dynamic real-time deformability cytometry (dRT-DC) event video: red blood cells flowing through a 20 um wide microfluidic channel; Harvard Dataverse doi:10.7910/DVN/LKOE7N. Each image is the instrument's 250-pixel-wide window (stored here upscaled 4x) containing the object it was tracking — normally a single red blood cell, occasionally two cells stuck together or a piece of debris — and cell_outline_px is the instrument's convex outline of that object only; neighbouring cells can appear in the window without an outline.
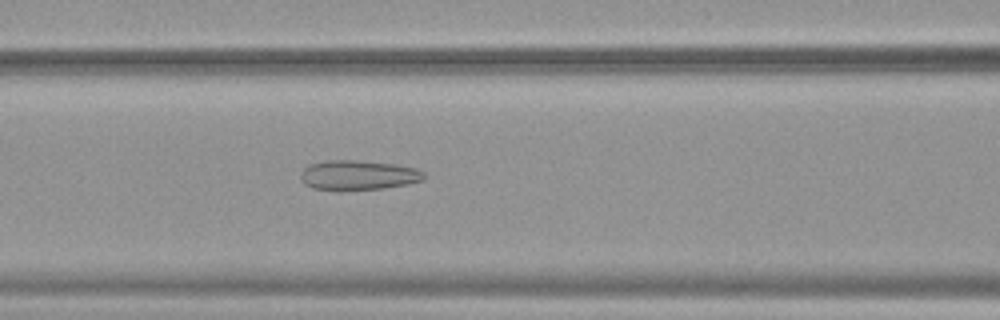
{"species": "common noctule bat (a hibernating species)", "species_latin": "Nyctalus noctula", "temperature_condition": "warm", "stored_images_in_passage": 48, "camera_frame_rate_fps": 3000, "um_per_image_px": 0.085, "animal": {"sex": "female", "body_mass_g": 19.9}, "frame": {"image": 1, "passage_image": 18, "time_ms": 5.667, "image_size_px": [1000, 320], "cell_outline_px": [[424, 180], [408, 184], [384, 188], [336, 192], [312, 188], [304, 184], [300, 180], [300, 172], [308, 164], [328, 160], [356, 160], [396, 164], [416, 168], [424, 172]], "centroid_in_image_um": [30.4, 14.91], "position_along_channel_um": 136.2, "area_um2": 22.02}}
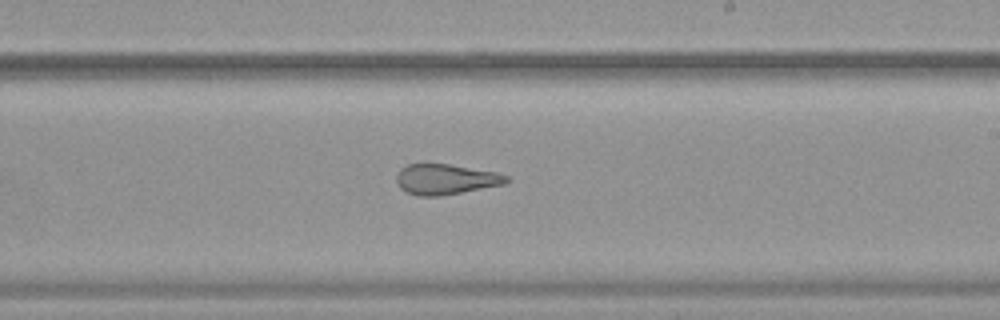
{"frame": {"image": 2, "passage_image": 27, "time_ms": 8.667, "image_size_px": [1000, 320], "cell_outline_px": [[512, 180], [504, 184], [440, 196], [416, 196], [404, 192], [396, 184], [396, 176], [400, 168], [408, 164], [448, 164], [496, 172], [508, 176]], "centroid_in_image_um": [37.84, 15.25], "position_along_channel_um": 251.2, "area_um2": 19.59}}
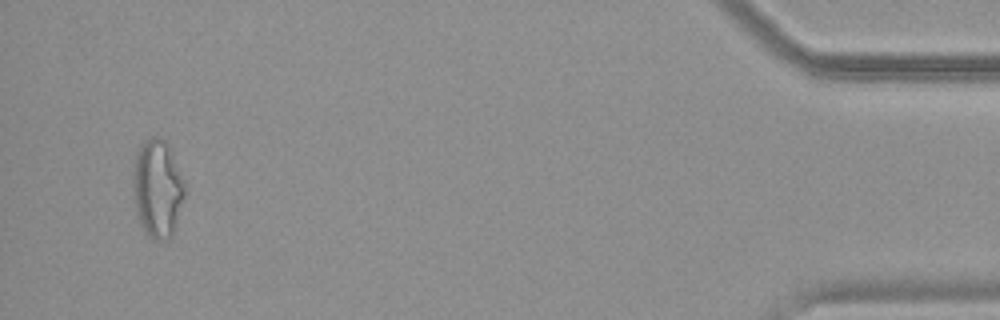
{"frame": {"image": 3, "passage_image": 46, "time_ms": 15.0, "image_size_px": [1000, 320], "cell_outline_px": [[184, 196], [172, 236], [168, 240], [156, 240], [148, 236], [140, 224], [136, 212], [132, 196], [132, 172], [136, 152], [140, 144], [144, 140], [152, 136], [164, 140], [168, 144], [184, 184]], "centroid_in_image_um": [13.33, 16.03], "position_along_channel_um": 421.9, "area_um2": 29.59}, "authors_computed_cell_mechanics": {"area_um2": 24.3049, "velocity_mm_per_s": 3.8449, "shape_relaxation_time_tau1_ms": null, "shape_relaxation_time_tau2_ms": 1.8101, "deformation_change_tau1": null, "deformation_change_tau2": 0.1262}}